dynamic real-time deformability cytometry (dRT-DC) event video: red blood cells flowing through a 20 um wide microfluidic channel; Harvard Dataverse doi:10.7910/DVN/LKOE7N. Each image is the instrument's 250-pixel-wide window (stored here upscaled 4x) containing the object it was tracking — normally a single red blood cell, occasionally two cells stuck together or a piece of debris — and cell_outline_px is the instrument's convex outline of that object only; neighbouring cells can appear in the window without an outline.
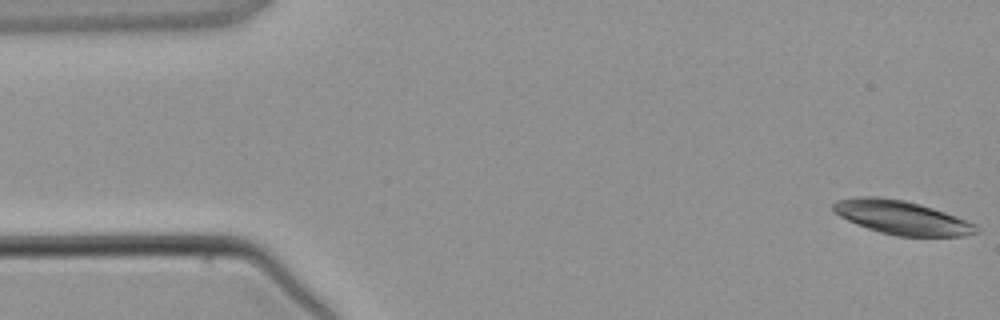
{"species": "common noctule bat (a hibernating species)", "species_latin": "Nyctalus noctula", "temperature_condition": "warm", "stored_images_in_passage": 5, "camera_frame_rate_fps": 3000, "um_per_image_px": 0.085, "animal": {"sex": "male", "body_mass_g": 21.5, "forearm_length_mm": 52.0}, "frame": {"image": 1, "passage_image": 1, "time_ms": 0.0, "image_size_px": [1000, 320], "cell_outline_px": [[980, 232], [964, 236], [896, 236], [880, 232], [856, 224], [832, 212], [832, 204], [836, 200], [856, 196], [880, 196], [904, 200], [920, 204], [956, 216], [976, 224], [980, 228]], "centroid_in_image_um": [76.63, 18.48], "position_along_channel_um": 8.4, "area_um2": 28.32}}